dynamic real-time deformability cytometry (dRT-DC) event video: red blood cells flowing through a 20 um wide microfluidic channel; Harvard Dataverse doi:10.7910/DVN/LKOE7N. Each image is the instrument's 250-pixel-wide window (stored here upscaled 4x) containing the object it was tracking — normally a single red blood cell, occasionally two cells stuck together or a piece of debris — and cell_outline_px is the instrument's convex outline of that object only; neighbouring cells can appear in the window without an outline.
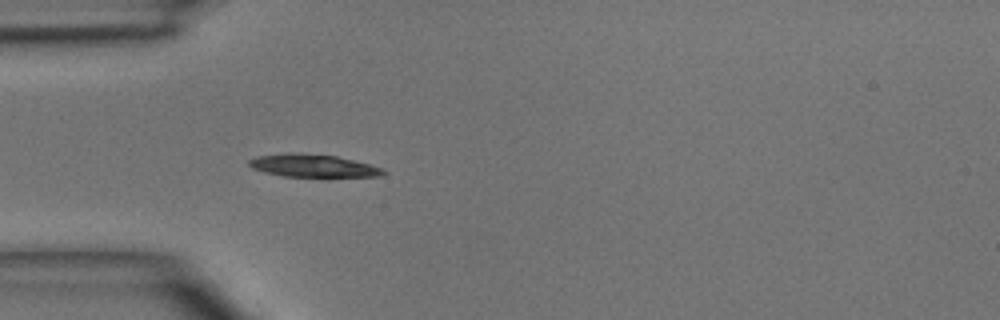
{"species": "common noctule bat (a hibernating species)", "species_latin": "Nyctalus noctula", "temperature_condition": "room temperature", "stored_images_in_passage": 1, "camera_frame_rate_fps": 3000, "um_per_image_px": 0.085, "animal": {"sex": "male", "body_mass_g": 15.6}, "frame": {"image": 1, "passage_image": 1, "time_ms": 0.0, "image_size_px": [1000, 320], "cell_outline_px": [[388, 172], [380, 176], [284, 176], [264, 172], [252, 168], [248, 164], [248, 160], [256, 156], [288, 152], [300, 152], [336, 156], [384, 168]], "centroid_in_image_um": [26.57, 14.07], "position_along_channel_um": 58.4, "area_um2": 17.74}}